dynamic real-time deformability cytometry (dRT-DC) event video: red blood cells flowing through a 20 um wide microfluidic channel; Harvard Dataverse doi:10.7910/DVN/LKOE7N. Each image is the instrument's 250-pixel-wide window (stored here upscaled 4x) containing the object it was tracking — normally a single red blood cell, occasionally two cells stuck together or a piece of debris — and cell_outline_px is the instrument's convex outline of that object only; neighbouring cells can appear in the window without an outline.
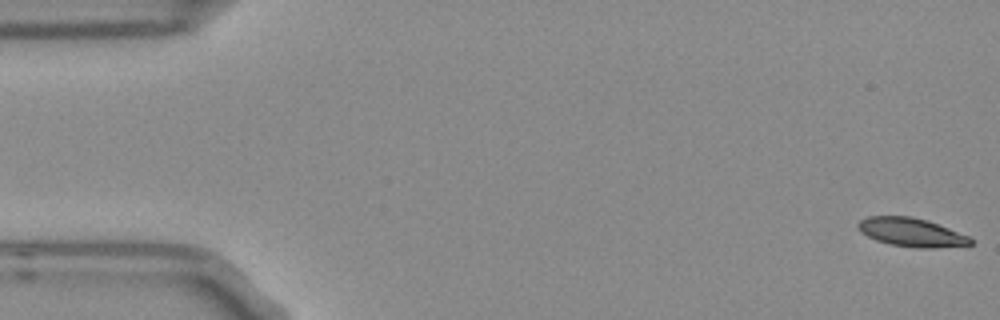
{"species": "Egyptian fruit bat (a non-hibernating species)", "species_latin": "Rousettus aegyptiacus", "temperature_condition": "room temperature", "stored_images_in_passage": 6, "camera_frame_rate_fps": 3000, "um_per_image_px": 0.085, "frame": {"image": 1, "passage_image": 1, "time_ms": 0.0, "image_size_px": [1000, 320], "cell_outline_px": [[972, 244], [932, 248], [916, 248], [892, 244], [876, 240], [860, 232], [856, 224], [860, 220], [868, 216], [912, 216], [928, 220], [968, 236], [972, 240]], "centroid_in_image_um": [77.43, 19.73], "position_along_channel_um": 7.6, "area_um2": 18.61}}
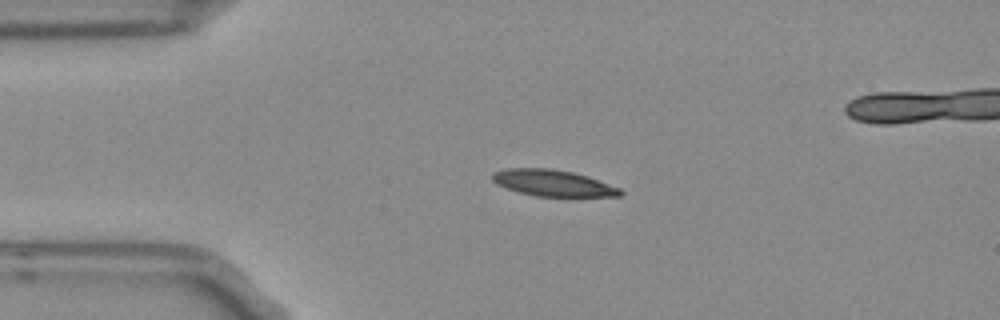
{"frame": {"image": 2, "passage_image": 4, "time_ms": 1.0, "image_size_px": [1000, 320], "cell_outline_px": [[624, 192], [620, 196], [536, 196], [520, 192], [496, 184], [492, 180], [492, 172], [504, 168], [552, 168], [572, 172], [588, 176], [620, 188]], "centroid_in_image_um": [46.99, 15.54], "position_along_channel_um": 38.0, "area_um2": 19.59}}